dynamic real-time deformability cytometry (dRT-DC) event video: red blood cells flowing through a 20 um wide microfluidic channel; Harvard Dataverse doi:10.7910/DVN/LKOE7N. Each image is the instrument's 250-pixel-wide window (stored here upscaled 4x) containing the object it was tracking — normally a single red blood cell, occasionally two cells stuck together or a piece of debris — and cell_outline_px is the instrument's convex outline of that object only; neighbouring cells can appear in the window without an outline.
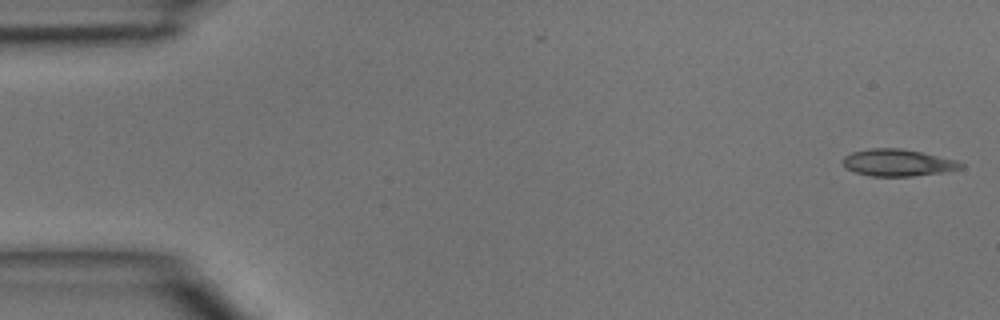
{"species": "common noctule bat (a hibernating species)", "species_latin": "Nyctalus noctula", "temperature_condition": "room temperature", "stored_images_in_passage": 14, "camera_frame_rate_fps": 3000, "um_per_image_px": 0.085, "animal": {"sex": "male", "body_mass_g": 15.6}, "frame": {"image": 1, "passage_image": 1, "time_ms": 0.0, "image_size_px": [1000, 320], "cell_outline_px": [[964, 164], [960, 168], [944, 172], [912, 176], [872, 176], [856, 172], [848, 168], [840, 160], [844, 156], [852, 152], [868, 148], [900, 148], [920, 152], [956, 160]], "centroid_in_image_um": [76.28, 13.82], "position_along_channel_um": 8.7, "area_um2": 18.32}}
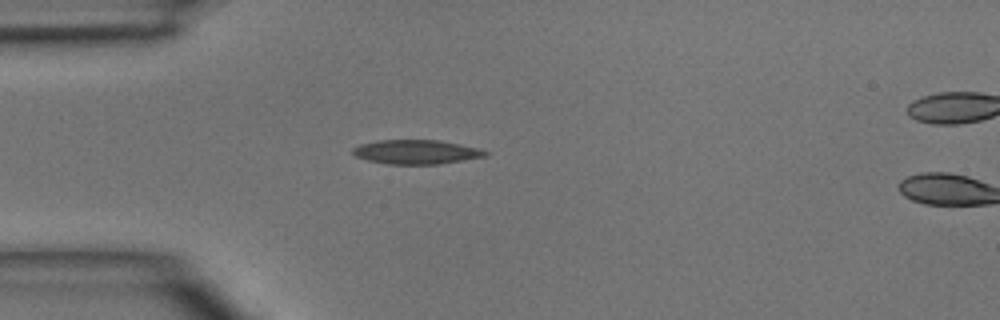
{"frame": {"image": 2, "passage_image": 12, "time_ms": 3.667, "image_size_px": [1000, 320], "cell_outline_px": [[488, 156], [440, 164], [388, 164], [368, 160], [356, 156], [352, 152], [352, 148], [360, 144], [380, 140], [440, 140], [460, 144], [476, 148], [488, 152]], "centroid_in_image_um": [35.38, 12.91], "position_along_channel_um": 49.6, "area_um2": 18.61}}